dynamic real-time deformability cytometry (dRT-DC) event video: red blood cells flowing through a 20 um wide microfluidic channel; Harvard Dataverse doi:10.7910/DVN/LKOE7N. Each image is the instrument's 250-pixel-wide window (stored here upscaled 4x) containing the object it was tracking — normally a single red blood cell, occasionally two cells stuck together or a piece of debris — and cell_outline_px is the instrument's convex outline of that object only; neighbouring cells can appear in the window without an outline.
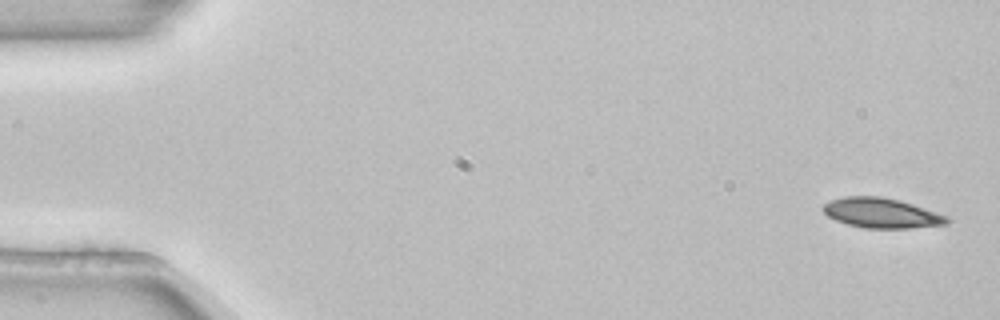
{"species": "common noctule bat (a hibernating species)", "species_latin": "Nyctalus noctula", "temperature_condition": "room temperature", "stored_images_in_passage": 4, "camera_frame_rate_fps": 3000, "um_per_image_px": 0.085, "animal": {"sex": "female", "body_mass_g": 22.7, "forearm_length_mm": 54.2}, "frame": {"image": 1, "passage_image": 1, "time_ms": 0.0, "image_size_px": [1000, 320], "cell_outline_px": [[952, 220], [948, 224], [912, 228], [864, 228], [848, 224], [836, 220], [828, 216], [824, 212], [824, 204], [832, 200], [844, 196], [880, 196], [900, 200], [948, 216]], "centroid_in_image_um": [74.97, 18.11], "position_along_channel_um": 10.0, "area_um2": 21.56}}
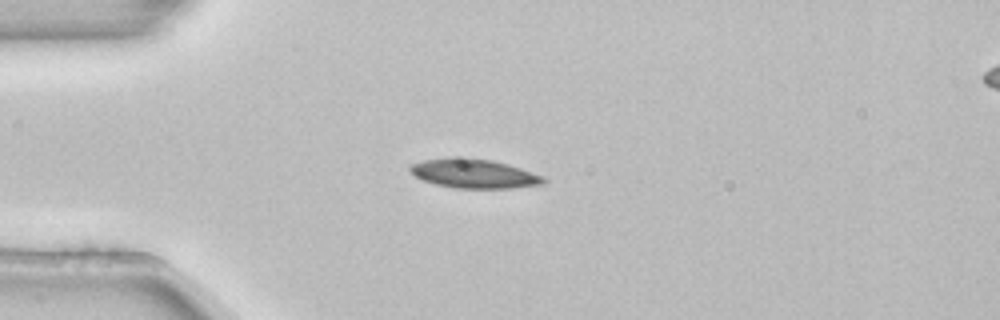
{"frame": {"image": 2, "passage_image": 3, "time_ms": 0.667, "image_size_px": [1000, 320], "cell_outline_px": [[548, 180], [544, 184], [512, 188], [456, 188], [436, 184], [424, 180], [416, 176], [408, 168], [412, 164], [424, 160], [464, 156], [468, 156], [492, 160], [508, 164], [544, 176]], "centroid_in_image_um": [40.34, 14.74], "position_along_channel_um": 44.7, "area_um2": 22.72}}
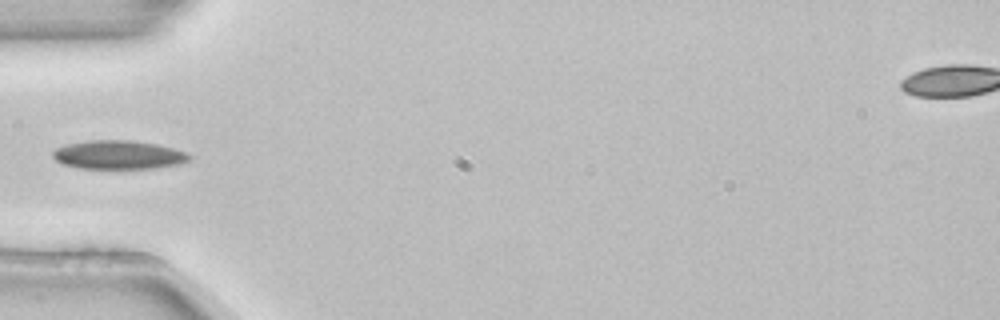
{"frame": {"image": 3, "passage_image": 4, "time_ms": 1.0, "image_size_px": [1000, 320], "cell_outline_px": [[192, 160], [180, 164], [156, 168], [80, 168], [64, 164], [56, 160], [52, 156], [52, 152], [56, 148], [68, 144], [88, 140], [128, 140], [156, 144], [188, 152], [192, 156]], "centroid_in_image_um": [10.12, 13.16], "position_along_channel_um": 74.9, "area_um2": 22.83}}